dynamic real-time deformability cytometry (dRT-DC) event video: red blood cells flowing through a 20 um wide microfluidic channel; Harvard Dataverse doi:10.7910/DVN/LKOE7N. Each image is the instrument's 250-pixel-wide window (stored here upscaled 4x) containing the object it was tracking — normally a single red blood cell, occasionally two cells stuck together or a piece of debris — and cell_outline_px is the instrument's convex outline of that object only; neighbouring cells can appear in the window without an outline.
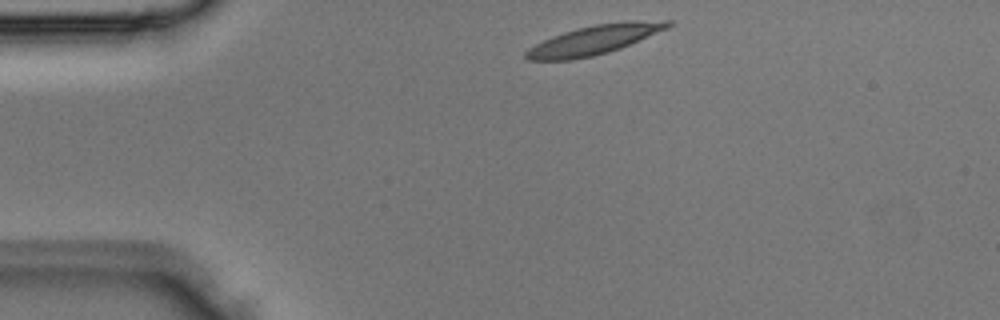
{"species": "Egyptian fruit bat (a non-hibernating species)", "species_latin": "Rousettus aegyptiacus", "temperature_condition": "room temperature", "stored_images_in_passage": 3, "camera_frame_rate_fps": 3000, "um_per_image_px": 0.085, "animal": {"sex": "male"}, "frame": {"image": 1, "passage_image": 1, "time_ms": 0.0, "image_size_px": [1000, 320], "cell_outline_px": [[672, 24], [668, 28], [620, 48], [608, 52], [592, 56], [572, 60], [528, 60], [524, 56], [524, 52], [528, 48], [552, 36], [576, 28], [596, 24], [628, 20], [672, 20]], "centroid_in_image_um": [50.52, 3.37], "position_along_channel_um": 34.5, "area_um2": 24.16}}